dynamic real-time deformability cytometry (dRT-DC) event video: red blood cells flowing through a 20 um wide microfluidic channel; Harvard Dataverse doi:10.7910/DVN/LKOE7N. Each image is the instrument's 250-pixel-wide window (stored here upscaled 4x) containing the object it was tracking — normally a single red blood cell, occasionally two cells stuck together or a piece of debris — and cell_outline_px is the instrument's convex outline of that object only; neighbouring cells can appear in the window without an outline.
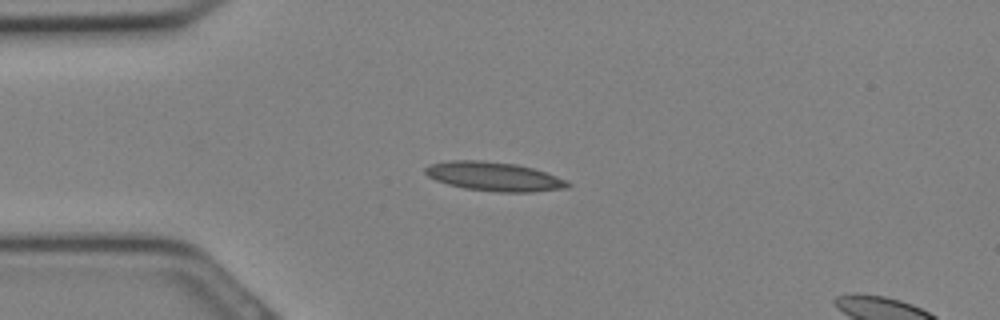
{"species": "Egyptian fruit bat (a non-hibernating species)", "species_latin": "Rousettus aegyptiacus", "temperature_condition": "cold", "stored_images_in_passage": 27, "camera_frame_rate_fps": 3000, "um_per_image_px": 0.085, "animal": {"sex": "female"}, "frame": {"image": 1, "passage_image": 6, "time_ms": 1.667, "image_size_px": [1000, 320], "cell_outline_px": [[572, 184], [568, 188], [532, 192], [500, 192], [464, 188], [448, 184], [436, 180], [428, 176], [424, 172], [424, 168], [428, 164], [448, 160], [480, 160], [516, 164], [532, 168], [556, 176]], "centroid_in_image_um": [41.96, 15.0], "position_along_channel_um": 43.0, "area_um2": 24.04}}
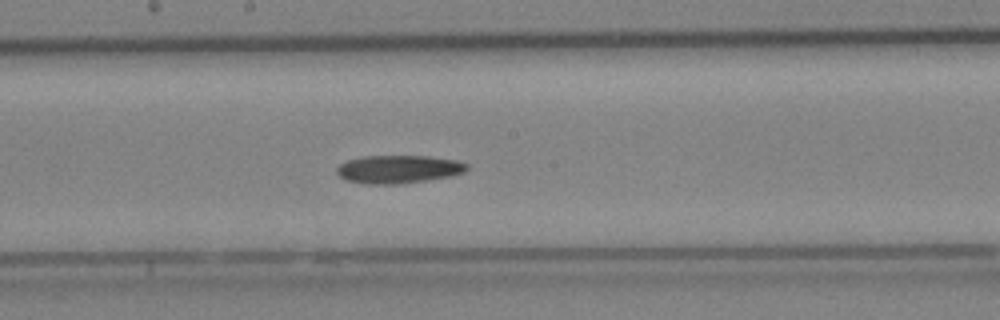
{"frame": {"image": 2, "passage_image": 15, "time_ms": 4.667, "image_size_px": [1000, 320], "cell_outline_px": [[468, 168], [464, 172], [448, 176], [424, 180], [396, 184], [368, 184], [348, 180], [340, 176], [336, 172], [336, 168], [340, 164], [348, 160], [364, 156], [428, 156], [456, 160], [468, 164]], "centroid_in_image_um": [33.85, 14.37], "position_along_channel_um": 214.3, "area_um2": 20.98}}
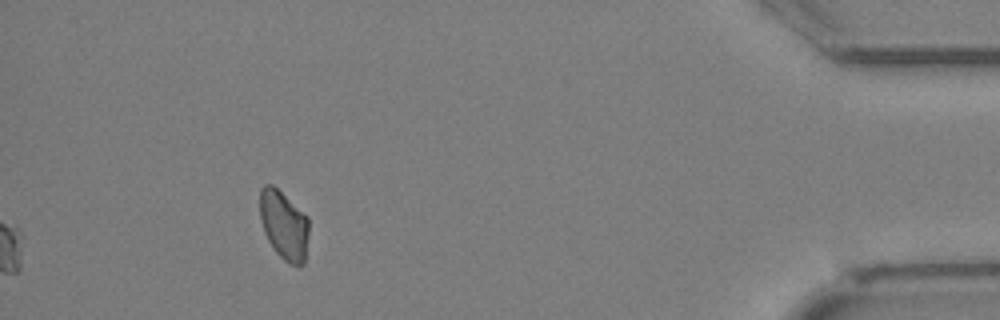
{"frame": {"image": 3, "passage_image": 27, "time_ms": 8.667, "image_size_px": [1000, 320], "cell_outline_px": [[308, 236], [304, 264], [300, 268], [288, 264], [272, 248], [264, 232], [260, 220], [260, 188], [264, 184], [272, 184], [308, 216]], "centroid_in_image_um": [24.13, 19.16], "position_along_channel_um": 411.1, "area_um2": 19.94}}